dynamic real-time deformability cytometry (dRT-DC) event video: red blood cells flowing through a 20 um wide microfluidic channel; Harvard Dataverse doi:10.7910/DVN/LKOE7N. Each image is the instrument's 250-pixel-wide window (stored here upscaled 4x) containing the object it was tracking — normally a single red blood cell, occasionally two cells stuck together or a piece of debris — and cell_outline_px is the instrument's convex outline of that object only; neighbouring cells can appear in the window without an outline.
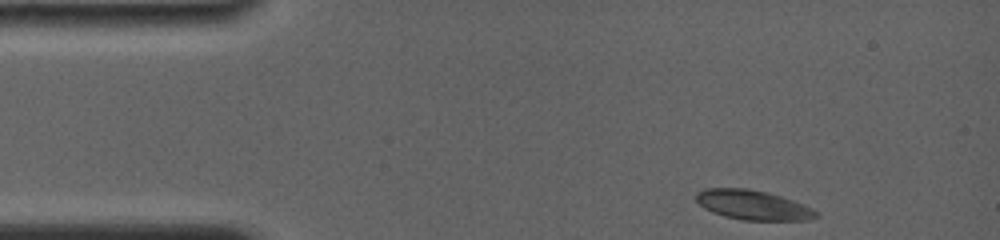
{"species": "common noctule bat (a hibernating species)", "species_latin": "Nyctalus noctula", "temperature_condition": "room temperature", "stored_images_in_passage": 20, "camera_frame_rate_fps": 4000, "um_per_image_px": 0.085, "animal": {"sex": "female", "body_mass_g": 19.0, "forearm_length_mm": 56.7}, "frame": {"image": 1, "passage_image": 1, "time_ms": 0.0, "image_size_px": [1000, 240], "cell_outline_px": [[820, 216], [808, 220], [744, 220], [724, 216], [712, 212], [704, 208], [696, 200], [696, 192], [704, 188], [748, 188], [768, 192], [792, 200], [812, 208], [820, 212]], "centroid_in_image_um": [64.01, 17.42], "position_along_channel_um": 21.0, "area_um2": 20.81}}
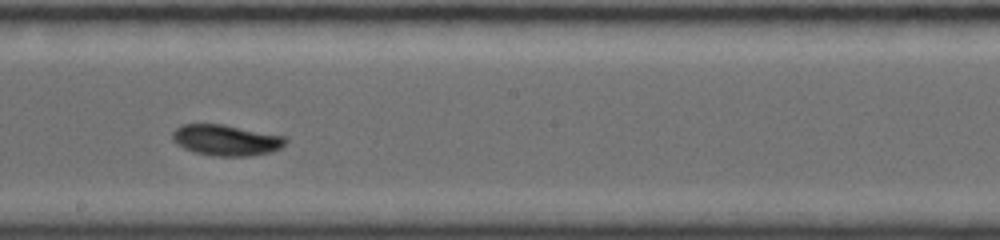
{"frame": {"image": 2, "passage_image": 12, "time_ms": 7.25, "image_size_px": [1000, 240], "cell_outline_px": [[288, 140], [280, 148], [268, 152], [248, 156], [216, 156], [192, 152], [176, 144], [172, 140], [172, 132], [176, 128], [184, 124], [224, 124], [284, 136]], "centroid_in_image_um": [19.18, 11.91], "position_along_channel_um": 229.0, "area_um2": 20.35}}
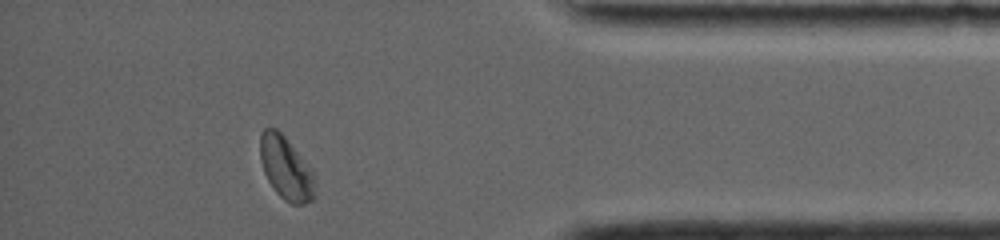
{"frame": {"image": 3, "passage_image": 20, "time_ms": 12.5, "image_size_px": [1000, 240], "cell_outline_px": [[316, 196], [312, 200], [304, 204], [292, 204], [284, 200], [276, 192], [268, 180], [264, 172], [260, 160], [260, 132], [264, 128], [276, 128], [284, 136], [312, 168], [316, 176]], "centroid_in_image_um": [24.34, 14.31], "position_along_channel_um": 410.9, "area_um2": 20.52}, "authors_computed_cell_mechanics": {"area_um2": 20.23, "velocity_mm_per_s": 3.8167, "shape_relaxation_time_tau1_ms": 2.429, "shape_relaxation_time_tau2_ms": null, "deformation_change_tau1": 0.1255, "deformation_change_tau2": null}}